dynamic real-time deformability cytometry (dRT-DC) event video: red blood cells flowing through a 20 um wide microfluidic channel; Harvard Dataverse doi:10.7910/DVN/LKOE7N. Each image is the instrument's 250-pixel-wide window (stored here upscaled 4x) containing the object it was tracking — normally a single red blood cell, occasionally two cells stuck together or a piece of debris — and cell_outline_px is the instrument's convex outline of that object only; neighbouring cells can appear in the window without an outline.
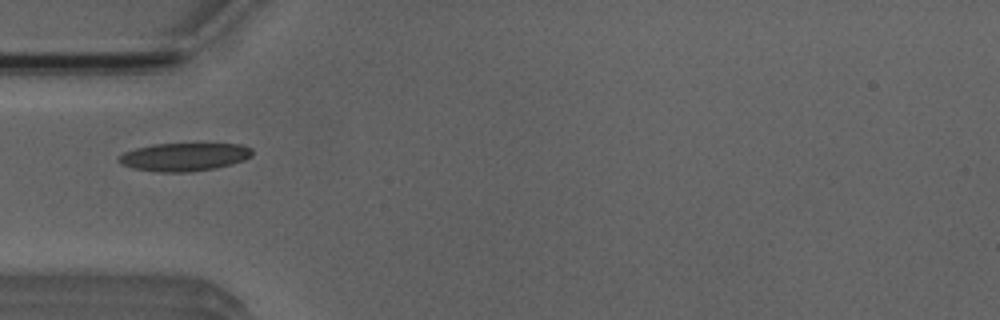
{"species": "Egyptian fruit bat (a non-hibernating species)", "species_latin": "Rousettus aegyptiacus", "temperature_condition": "room temperature", "stored_images_in_passage": 2, "camera_frame_rate_fps": 3000, "um_per_image_px": 0.085, "animal": {"sex": "male"}, "frame": {"image": 1, "passage_image": 2, "time_ms": 1.0, "image_size_px": [1000, 320], "cell_outline_px": [[252, 156], [244, 160], [232, 164], [216, 168], [192, 172], [160, 172], [132, 168], [120, 164], [116, 160], [124, 152], [136, 148], [152, 144], [240, 144], [252, 148]], "centroid_in_image_um": [15.65, 13.34], "position_along_channel_um": 69.3, "area_um2": 21.96}}